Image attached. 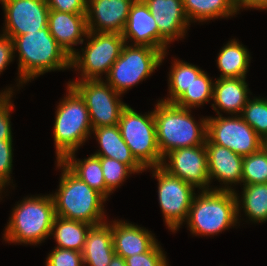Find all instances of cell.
<instances>
[{"mask_svg": "<svg viewBox=\"0 0 267 266\" xmlns=\"http://www.w3.org/2000/svg\"><path fill=\"white\" fill-rule=\"evenodd\" d=\"M14 52H18L19 86L44 73L71 69V57L50 34L49 27L13 37Z\"/></svg>", "mask_w": 267, "mask_h": 266, "instance_id": "6da1fadb", "label": "cell"}, {"mask_svg": "<svg viewBox=\"0 0 267 266\" xmlns=\"http://www.w3.org/2000/svg\"><path fill=\"white\" fill-rule=\"evenodd\" d=\"M56 163L62 173L57 192L51 194L56 216L91 225L105 222L103 204L107 199L80 180L61 161Z\"/></svg>", "mask_w": 267, "mask_h": 266, "instance_id": "7a4b0ae2", "label": "cell"}, {"mask_svg": "<svg viewBox=\"0 0 267 266\" xmlns=\"http://www.w3.org/2000/svg\"><path fill=\"white\" fill-rule=\"evenodd\" d=\"M154 108L157 144L162 157L174 149L205 145L207 116L198 123L191 109L161 100Z\"/></svg>", "mask_w": 267, "mask_h": 266, "instance_id": "3957f363", "label": "cell"}, {"mask_svg": "<svg viewBox=\"0 0 267 266\" xmlns=\"http://www.w3.org/2000/svg\"><path fill=\"white\" fill-rule=\"evenodd\" d=\"M19 202L12 209L2 238L8 243L37 246L51 234L56 216L52 196L33 195Z\"/></svg>", "mask_w": 267, "mask_h": 266, "instance_id": "277c9868", "label": "cell"}, {"mask_svg": "<svg viewBox=\"0 0 267 266\" xmlns=\"http://www.w3.org/2000/svg\"><path fill=\"white\" fill-rule=\"evenodd\" d=\"M198 193L185 221L193 236H214L240 223L234 191L210 189Z\"/></svg>", "mask_w": 267, "mask_h": 266, "instance_id": "5b68a950", "label": "cell"}, {"mask_svg": "<svg viewBox=\"0 0 267 266\" xmlns=\"http://www.w3.org/2000/svg\"><path fill=\"white\" fill-rule=\"evenodd\" d=\"M66 91L56 107L53 126L56 161H62L68 154L77 152L92 132L84 99L70 84Z\"/></svg>", "mask_w": 267, "mask_h": 266, "instance_id": "8992f818", "label": "cell"}, {"mask_svg": "<svg viewBox=\"0 0 267 266\" xmlns=\"http://www.w3.org/2000/svg\"><path fill=\"white\" fill-rule=\"evenodd\" d=\"M168 52L147 45L125 43L120 56L111 66L106 81L117 93L127 90L151 76L162 64Z\"/></svg>", "mask_w": 267, "mask_h": 266, "instance_id": "52a82bcc", "label": "cell"}, {"mask_svg": "<svg viewBox=\"0 0 267 266\" xmlns=\"http://www.w3.org/2000/svg\"><path fill=\"white\" fill-rule=\"evenodd\" d=\"M85 47L71 56V68L80 74L77 80L103 79L109 74L111 66L120 56L125 44L122 34L118 33H87Z\"/></svg>", "mask_w": 267, "mask_h": 266, "instance_id": "ba28073f", "label": "cell"}, {"mask_svg": "<svg viewBox=\"0 0 267 266\" xmlns=\"http://www.w3.org/2000/svg\"><path fill=\"white\" fill-rule=\"evenodd\" d=\"M118 127L132 155L145 169L161 166L163 157L157 144L153 110L141 114L127 105L121 113Z\"/></svg>", "mask_w": 267, "mask_h": 266, "instance_id": "9c48e42d", "label": "cell"}, {"mask_svg": "<svg viewBox=\"0 0 267 266\" xmlns=\"http://www.w3.org/2000/svg\"><path fill=\"white\" fill-rule=\"evenodd\" d=\"M149 170H152V177L158 181V201L164 222L175 233L187 220L196 188L169 174L161 166L150 167Z\"/></svg>", "mask_w": 267, "mask_h": 266, "instance_id": "30bf717a", "label": "cell"}, {"mask_svg": "<svg viewBox=\"0 0 267 266\" xmlns=\"http://www.w3.org/2000/svg\"><path fill=\"white\" fill-rule=\"evenodd\" d=\"M84 99L93 128L118 125L121 113L127 106L104 79L68 81Z\"/></svg>", "mask_w": 267, "mask_h": 266, "instance_id": "8fae6325", "label": "cell"}, {"mask_svg": "<svg viewBox=\"0 0 267 266\" xmlns=\"http://www.w3.org/2000/svg\"><path fill=\"white\" fill-rule=\"evenodd\" d=\"M207 138L245 157L263 147V139L240 115L207 117Z\"/></svg>", "mask_w": 267, "mask_h": 266, "instance_id": "7c38bea8", "label": "cell"}, {"mask_svg": "<svg viewBox=\"0 0 267 266\" xmlns=\"http://www.w3.org/2000/svg\"><path fill=\"white\" fill-rule=\"evenodd\" d=\"M161 167L198 190L212 189L205 145L174 149L163 157Z\"/></svg>", "mask_w": 267, "mask_h": 266, "instance_id": "4fadbf2b", "label": "cell"}, {"mask_svg": "<svg viewBox=\"0 0 267 266\" xmlns=\"http://www.w3.org/2000/svg\"><path fill=\"white\" fill-rule=\"evenodd\" d=\"M5 14L3 33L11 39L48 26L46 0H0Z\"/></svg>", "mask_w": 267, "mask_h": 266, "instance_id": "5bb4252c", "label": "cell"}, {"mask_svg": "<svg viewBox=\"0 0 267 266\" xmlns=\"http://www.w3.org/2000/svg\"><path fill=\"white\" fill-rule=\"evenodd\" d=\"M155 19L159 30V50L167 52L170 42L182 40L189 29L183 0H143Z\"/></svg>", "mask_w": 267, "mask_h": 266, "instance_id": "9a60e30c", "label": "cell"}, {"mask_svg": "<svg viewBox=\"0 0 267 266\" xmlns=\"http://www.w3.org/2000/svg\"><path fill=\"white\" fill-rule=\"evenodd\" d=\"M132 4L129 0H87L88 31L122 34Z\"/></svg>", "mask_w": 267, "mask_h": 266, "instance_id": "2e32d148", "label": "cell"}, {"mask_svg": "<svg viewBox=\"0 0 267 266\" xmlns=\"http://www.w3.org/2000/svg\"><path fill=\"white\" fill-rule=\"evenodd\" d=\"M205 147L208 157L210 185L213 179L218 180L220 184L223 182L221 187L219 186L218 188L216 186L212 189L234 191L235 189L232 185L236 186V184H242V165L244 157L213 142H205ZM223 184L224 186H222Z\"/></svg>", "mask_w": 267, "mask_h": 266, "instance_id": "e0dca14e", "label": "cell"}, {"mask_svg": "<svg viewBox=\"0 0 267 266\" xmlns=\"http://www.w3.org/2000/svg\"><path fill=\"white\" fill-rule=\"evenodd\" d=\"M50 34L71 57L77 50L76 45L83 44L88 33L86 14H74L50 10L48 14Z\"/></svg>", "mask_w": 267, "mask_h": 266, "instance_id": "ac0fdd59", "label": "cell"}, {"mask_svg": "<svg viewBox=\"0 0 267 266\" xmlns=\"http://www.w3.org/2000/svg\"><path fill=\"white\" fill-rule=\"evenodd\" d=\"M150 232L132 222L113 220L112 236L115 254L125 259L150 251L158 243L154 234Z\"/></svg>", "mask_w": 267, "mask_h": 266, "instance_id": "d6986e66", "label": "cell"}, {"mask_svg": "<svg viewBox=\"0 0 267 266\" xmlns=\"http://www.w3.org/2000/svg\"><path fill=\"white\" fill-rule=\"evenodd\" d=\"M122 36L125 43L159 49L158 25L143 0L132 4Z\"/></svg>", "mask_w": 267, "mask_h": 266, "instance_id": "ffe728a7", "label": "cell"}, {"mask_svg": "<svg viewBox=\"0 0 267 266\" xmlns=\"http://www.w3.org/2000/svg\"><path fill=\"white\" fill-rule=\"evenodd\" d=\"M251 94L246 78H217L214 82L213 101L211 104L217 115H241ZM219 109V110H218Z\"/></svg>", "mask_w": 267, "mask_h": 266, "instance_id": "44dd1931", "label": "cell"}, {"mask_svg": "<svg viewBox=\"0 0 267 266\" xmlns=\"http://www.w3.org/2000/svg\"><path fill=\"white\" fill-rule=\"evenodd\" d=\"M99 149L93 155L98 157H109L126 164L134 173L147 171L132 155L130 148L124 142L118 125L102 126L93 128Z\"/></svg>", "mask_w": 267, "mask_h": 266, "instance_id": "7402d4cb", "label": "cell"}, {"mask_svg": "<svg viewBox=\"0 0 267 266\" xmlns=\"http://www.w3.org/2000/svg\"><path fill=\"white\" fill-rule=\"evenodd\" d=\"M92 225L87 233L82 251L84 266H109L115 255L112 221Z\"/></svg>", "mask_w": 267, "mask_h": 266, "instance_id": "603a6c76", "label": "cell"}, {"mask_svg": "<svg viewBox=\"0 0 267 266\" xmlns=\"http://www.w3.org/2000/svg\"><path fill=\"white\" fill-rule=\"evenodd\" d=\"M236 39L225 44L217 56L219 78H246L250 66L249 50Z\"/></svg>", "mask_w": 267, "mask_h": 266, "instance_id": "cb8c5ba5", "label": "cell"}, {"mask_svg": "<svg viewBox=\"0 0 267 266\" xmlns=\"http://www.w3.org/2000/svg\"><path fill=\"white\" fill-rule=\"evenodd\" d=\"M75 153L68 154L61 162L80 180L108 199L112 192L106 187L100 158L91 154L80 160L75 158Z\"/></svg>", "mask_w": 267, "mask_h": 266, "instance_id": "d4e9b609", "label": "cell"}, {"mask_svg": "<svg viewBox=\"0 0 267 266\" xmlns=\"http://www.w3.org/2000/svg\"><path fill=\"white\" fill-rule=\"evenodd\" d=\"M241 189L243 190L241 198L234 190L238 217H241L239 214L243 208L249 221L253 223L267 222V183L243 185Z\"/></svg>", "mask_w": 267, "mask_h": 266, "instance_id": "484cf974", "label": "cell"}, {"mask_svg": "<svg viewBox=\"0 0 267 266\" xmlns=\"http://www.w3.org/2000/svg\"><path fill=\"white\" fill-rule=\"evenodd\" d=\"M91 226L84 222L55 216L50 237L53 236L58 248L82 252Z\"/></svg>", "mask_w": 267, "mask_h": 266, "instance_id": "4316f807", "label": "cell"}, {"mask_svg": "<svg viewBox=\"0 0 267 266\" xmlns=\"http://www.w3.org/2000/svg\"><path fill=\"white\" fill-rule=\"evenodd\" d=\"M183 7L190 23L237 15L230 0H183Z\"/></svg>", "mask_w": 267, "mask_h": 266, "instance_id": "83f0119b", "label": "cell"}, {"mask_svg": "<svg viewBox=\"0 0 267 266\" xmlns=\"http://www.w3.org/2000/svg\"><path fill=\"white\" fill-rule=\"evenodd\" d=\"M171 64V70L168 74L169 96L161 99V101L166 103H175L189 89L194 79L203 71L196 65L176 58Z\"/></svg>", "mask_w": 267, "mask_h": 266, "instance_id": "f1b7e54d", "label": "cell"}, {"mask_svg": "<svg viewBox=\"0 0 267 266\" xmlns=\"http://www.w3.org/2000/svg\"><path fill=\"white\" fill-rule=\"evenodd\" d=\"M214 82L202 71L182 96L174 103L181 108L193 109L213 100Z\"/></svg>", "mask_w": 267, "mask_h": 266, "instance_id": "f546056e", "label": "cell"}, {"mask_svg": "<svg viewBox=\"0 0 267 266\" xmlns=\"http://www.w3.org/2000/svg\"><path fill=\"white\" fill-rule=\"evenodd\" d=\"M242 185L267 183V151H259L243 158Z\"/></svg>", "mask_w": 267, "mask_h": 266, "instance_id": "4dcf8cb0", "label": "cell"}, {"mask_svg": "<svg viewBox=\"0 0 267 266\" xmlns=\"http://www.w3.org/2000/svg\"><path fill=\"white\" fill-rule=\"evenodd\" d=\"M240 116L263 140L267 138V98H249Z\"/></svg>", "mask_w": 267, "mask_h": 266, "instance_id": "1f68e13d", "label": "cell"}, {"mask_svg": "<svg viewBox=\"0 0 267 266\" xmlns=\"http://www.w3.org/2000/svg\"><path fill=\"white\" fill-rule=\"evenodd\" d=\"M106 187L113 193L134 172L124 163L109 157H99Z\"/></svg>", "mask_w": 267, "mask_h": 266, "instance_id": "d6a6232c", "label": "cell"}, {"mask_svg": "<svg viewBox=\"0 0 267 266\" xmlns=\"http://www.w3.org/2000/svg\"><path fill=\"white\" fill-rule=\"evenodd\" d=\"M13 88L9 87L0 92V140H13L11 128V112L14 110L12 102Z\"/></svg>", "mask_w": 267, "mask_h": 266, "instance_id": "836d02e7", "label": "cell"}, {"mask_svg": "<svg viewBox=\"0 0 267 266\" xmlns=\"http://www.w3.org/2000/svg\"><path fill=\"white\" fill-rule=\"evenodd\" d=\"M127 266H168L166 253L159 242L148 252L125 258Z\"/></svg>", "mask_w": 267, "mask_h": 266, "instance_id": "e575fe53", "label": "cell"}, {"mask_svg": "<svg viewBox=\"0 0 267 266\" xmlns=\"http://www.w3.org/2000/svg\"><path fill=\"white\" fill-rule=\"evenodd\" d=\"M45 266H84L82 252L54 247L48 253Z\"/></svg>", "mask_w": 267, "mask_h": 266, "instance_id": "d590c367", "label": "cell"}, {"mask_svg": "<svg viewBox=\"0 0 267 266\" xmlns=\"http://www.w3.org/2000/svg\"><path fill=\"white\" fill-rule=\"evenodd\" d=\"M13 140H0V177L10 185L13 167Z\"/></svg>", "mask_w": 267, "mask_h": 266, "instance_id": "8d00e7d4", "label": "cell"}, {"mask_svg": "<svg viewBox=\"0 0 267 266\" xmlns=\"http://www.w3.org/2000/svg\"><path fill=\"white\" fill-rule=\"evenodd\" d=\"M50 10L60 12L86 14L87 0H46Z\"/></svg>", "mask_w": 267, "mask_h": 266, "instance_id": "74e56055", "label": "cell"}, {"mask_svg": "<svg viewBox=\"0 0 267 266\" xmlns=\"http://www.w3.org/2000/svg\"><path fill=\"white\" fill-rule=\"evenodd\" d=\"M15 52L13 40L4 34H0V74L14 60Z\"/></svg>", "mask_w": 267, "mask_h": 266, "instance_id": "f35d334b", "label": "cell"}, {"mask_svg": "<svg viewBox=\"0 0 267 266\" xmlns=\"http://www.w3.org/2000/svg\"><path fill=\"white\" fill-rule=\"evenodd\" d=\"M232 7L239 14L240 9H254V0H230Z\"/></svg>", "mask_w": 267, "mask_h": 266, "instance_id": "ab89813d", "label": "cell"}, {"mask_svg": "<svg viewBox=\"0 0 267 266\" xmlns=\"http://www.w3.org/2000/svg\"><path fill=\"white\" fill-rule=\"evenodd\" d=\"M109 266H127V265H126V261L123 257L115 254L112 257V260H111Z\"/></svg>", "mask_w": 267, "mask_h": 266, "instance_id": "60d3db41", "label": "cell"}, {"mask_svg": "<svg viewBox=\"0 0 267 266\" xmlns=\"http://www.w3.org/2000/svg\"><path fill=\"white\" fill-rule=\"evenodd\" d=\"M254 9L267 10V0H254Z\"/></svg>", "mask_w": 267, "mask_h": 266, "instance_id": "b9f144b4", "label": "cell"}, {"mask_svg": "<svg viewBox=\"0 0 267 266\" xmlns=\"http://www.w3.org/2000/svg\"><path fill=\"white\" fill-rule=\"evenodd\" d=\"M8 186V184L0 177V196H2L3 189Z\"/></svg>", "mask_w": 267, "mask_h": 266, "instance_id": "7bdbcfd3", "label": "cell"}, {"mask_svg": "<svg viewBox=\"0 0 267 266\" xmlns=\"http://www.w3.org/2000/svg\"><path fill=\"white\" fill-rule=\"evenodd\" d=\"M263 147L267 151V138L263 140Z\"/></svg>", "mask_w": 267, "mask_h": 266, "instance_id": "ee69618b", "label": "cell"}, {"mask_svg": "<svg viewBox=\"0 0 267 266\" xmlns=\"http://www.w3.org/2000/svg\"><path fill=\"white\" fill-rule=\"evenodd\" d=\"M129 1L135 3V2H140V1H142V0H129Z\"/></svg>", "mask_w": 267, "mask_h": 266, "instance_id": "f6af8a7d", "label": "cell"}]
</instances>
